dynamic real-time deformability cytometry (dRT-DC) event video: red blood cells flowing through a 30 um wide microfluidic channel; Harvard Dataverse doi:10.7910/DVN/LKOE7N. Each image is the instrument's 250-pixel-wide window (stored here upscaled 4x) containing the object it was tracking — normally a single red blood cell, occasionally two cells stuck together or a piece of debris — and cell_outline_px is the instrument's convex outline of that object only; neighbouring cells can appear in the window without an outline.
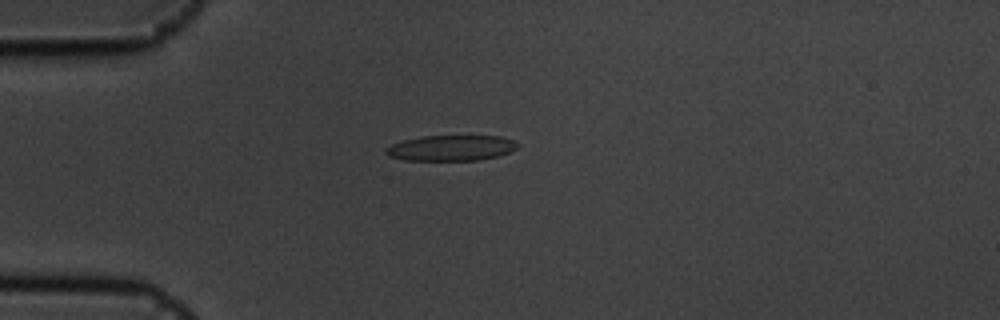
{"species": "common noctule bat (a hibernating species)", "species_latin": "Nyctalus noctula", "temperature_condition": "cold", "stored_images_in_passage": 46, "camera_frame_rate_fps": 3000, "um_per_image_px": 0.085, "animal": {"sex": "male", "body_mass_g": 19.5, "forearm_length_mm": 54.6}, "frame": {"image": 1, "passage_image": 5, "time_ms": 1.333, "image_size_px": [1000, 320], "cell_outline_px": [[520, 144], [516, 148], [500, 156], [480, 160], [404, 160], [388, 156], [384, 152], [384, 148], [392, 144], [404, 140], [420, 136], [500, 136], [512, 140]], "centroid_in_image_um": [38.32, 12.58], "position_along_channel_um": 46.7, "area_um2": 19.71}}
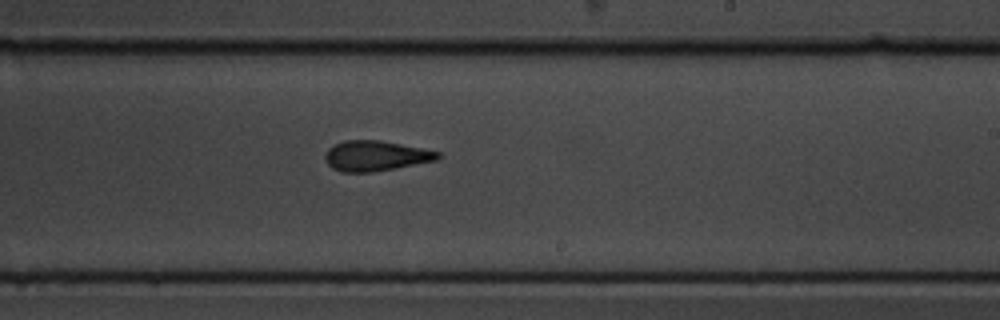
{"frame": {"image": 2, "passage_image": 24, "time_ms": 7.667, "image_size_px": [1000, 320], "cell_outline_px": [[440, 156], [436, 160], [396, 168], [372, 172], [340, 172], [332, 168], [324, 160], [324, 156], [328, 148], [332, 144], [344, 140], [380, 140], [440, 152]], "centroid_in_image_um": [31.86, 13.25], "position_along_channel_um": 257.1, "area_um2": 19.88}}
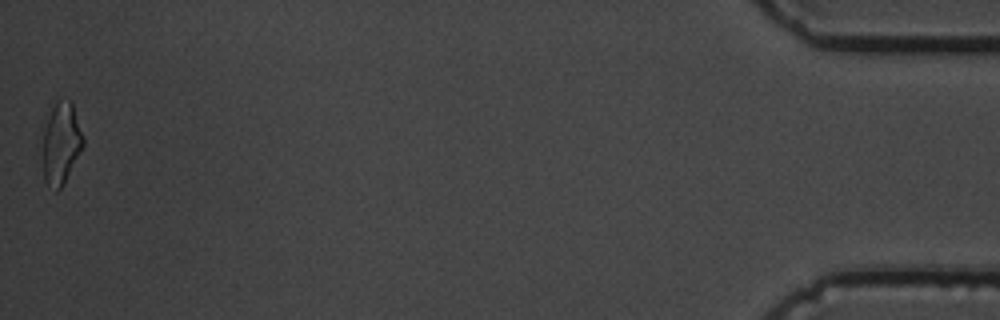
{"frame": {"image": 3, "passage_image": 46, "time_ms": 15.0, "image_size_px": [1000, 320], "cell_outline_px": [[84, 144], [60, 188], [56, 192], [44, 180], [44, 132], [52, 108], [56, 100], [68, 100], [72, 104], [84, 136]], "centroid_in_image_um": [5.21, 12.17], "position_along_channel_um": 430.0, "area_um2": 18.44}, "authors_computed_cell_mechanics": {"area_um2": 19.8543, "velocity_mm_per_s": 3.6029, "shape_relaxation_time_tau1_ms": 6.7118, "shape_relaxation_time_tau2_ms": 3.1311, "deformation_change_tau1": 0.1508, "deformation_change_tau2": 0.1303}}